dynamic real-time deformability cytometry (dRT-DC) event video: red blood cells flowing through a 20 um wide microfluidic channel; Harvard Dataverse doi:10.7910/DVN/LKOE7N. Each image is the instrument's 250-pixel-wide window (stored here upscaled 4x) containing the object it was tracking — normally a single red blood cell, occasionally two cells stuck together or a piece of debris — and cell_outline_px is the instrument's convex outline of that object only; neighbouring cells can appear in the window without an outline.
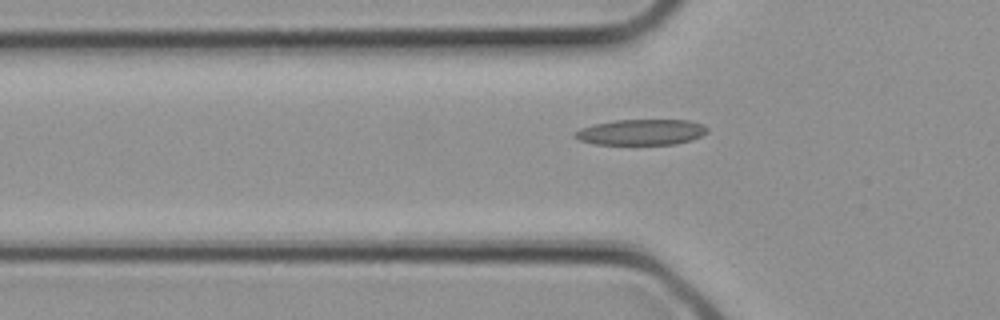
{"species": "common noctule bat (a hibernating species)", "species_latin": "Nyctalus noctula", "temperature_condition": "cold", "stored_images_in_passage": 7, "segment_of_instrument_passage": [1, 2], "camera_frame_rate_fps": 3000, "um_per_image_px": 0.085, "animal": {"sex": "female", "body_mass_g": 21.9}, "frame": {"image": 1, "passage_image": 5, "time_ms": 1.333, "image_size_px": [1000, 320], "cell_outline_px": [[708, 132], [692, 140], [676, 144], [592, 144], [580, 140], [572, 136], [580, 128], [596, 124], [616, 120], [688, 120], [704, 124], [708, 128]], "centroid_in_image_um": [54.54, 11.23], "position_along_channel_um": 71.3, "area_um2": 19.83}}